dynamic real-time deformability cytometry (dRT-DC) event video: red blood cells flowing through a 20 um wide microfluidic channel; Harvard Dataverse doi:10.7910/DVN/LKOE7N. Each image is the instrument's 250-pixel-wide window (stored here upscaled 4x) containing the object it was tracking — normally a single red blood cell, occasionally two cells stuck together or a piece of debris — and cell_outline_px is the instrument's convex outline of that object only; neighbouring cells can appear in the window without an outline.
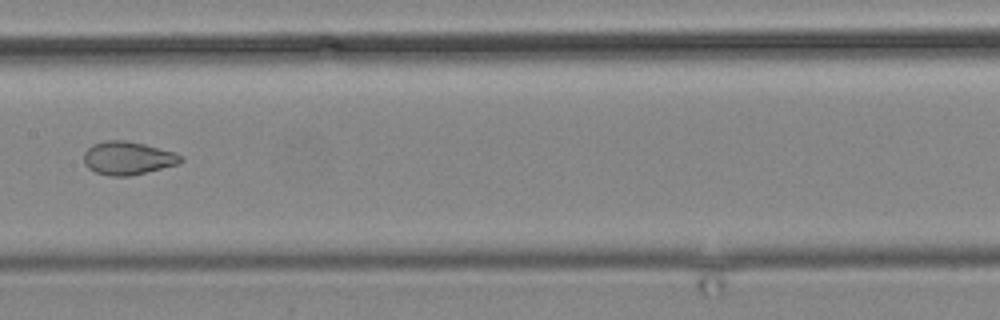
{"species": "common noctule bat (a hibernating species)", "species_latin": "Nyctalus noctula", "temperature_condition": "cold", "stored_images_in_passage": 16, "camera_frame_rate_fps": 3000, "um_per_image_px": 0.085, "animal": {"sex": "male", "body_mass_g": 19.2, "forearm_length_mm": 51.8}, "frame": {"image": 1, "passage_image": 12, "time_ms": 14.333, "image_size_px": [1000, 320], "cell_outline_px": [[184, 160], [176, 164], [128, 176], [108, 176], [96, 172], [88, 168], [84, 164], [84, 152], [92, 144], [108, 140], [124, 140], [144, 144], [172, 152], [184, 156]], "centroid_in_image_um": [10.82, 13.43], "position_along_channel_um": 196.6, "area_um2": 18.5}}
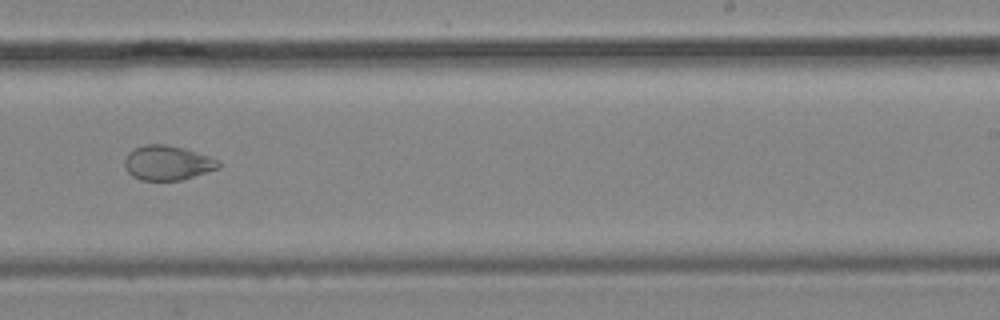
{"frame": {"image": 2, "passage_image": 14, "time_ms": 16.667, "image_size_px": [1000, 320], "cell_outline_px": [[220, 168], [180, 180], [140, 180], [132, 176], [124, 168], [124, 160], [128, 152], [144, 144], [164, 144], [184, 148], [220, 160]], "centroid_in_image_um": [14.22, 13.84], "position_along_channel_um": 274.8, "area_um2": 18.96}}
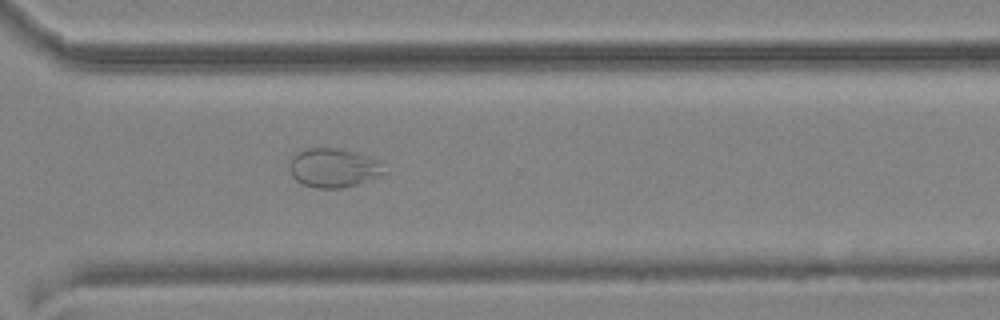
{"frame": {"image": 3, "passage_image": 16, "time_ms": 18.667, "image_size_px": [1000, 320], "cell_outline_px": [[388, 172], [368, 180], [344, 188], [316, 188], [304, 184], [296, 180], [292, 176], [288, 168], [288, 164], [292, 156], [296, 152], [308, 148], [340, 148], [372, 156]], "centroid_in_image_um": [28.32, 14.25], "position_along_channel_um": 342.3, "area_um2": 21.73}}